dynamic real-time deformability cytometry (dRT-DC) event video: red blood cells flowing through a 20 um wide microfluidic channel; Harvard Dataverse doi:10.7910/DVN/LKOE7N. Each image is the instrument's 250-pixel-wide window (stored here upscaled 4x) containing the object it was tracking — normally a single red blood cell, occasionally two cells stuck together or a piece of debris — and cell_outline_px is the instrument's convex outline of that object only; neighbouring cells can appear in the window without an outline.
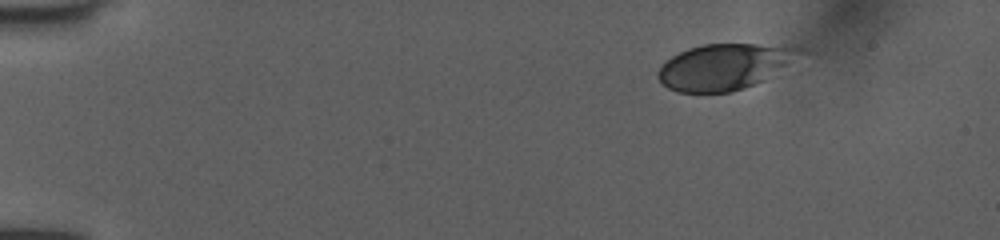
{"species": "human", "species_latin": "Homo sapiens", "temperature_condition": "room temperature", "stored_images_in_passage": 23, "camera_frame_rate_fps": 3000, "um_per_image_px": 0.085, "donor": {"sex": "female"}, "frame": {"image": 1, "passage_image": 1, "time_ms": 0.0, "image_size_px": [1000, 240], "cell_outline_px": [[812, 52], [764, 80], [744, 88], [732, 92], [676, 92], [668, 88], [656, 76], [656, 72], [672, 56], [688, 48], [704, 44], [756, 44], [804, 48]], "centroid_in_image_um": [61.68, 5.66], "position_along_channel_um": 23.3, "area_um2": 38.26}}
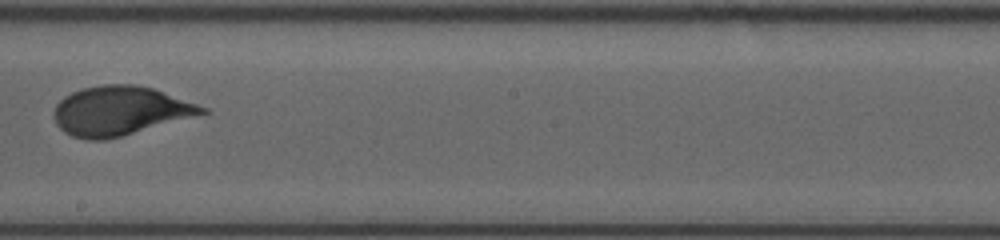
{"frame": {"image": 2, "passage_image": 13, "time_ms": 4.0, "image_size_px": [1000, 240], "cell_outline_px": [[208, 112], [120, 136], [104, 140], [88, 140], [72, 136], [64, 132], [56, 124], [52, 116], [52, 112], [56, 104], [64, 96], [80, 88], [104, 84], [136, 84], [152, 88], [208, 108]], "centroid_in_image_um": [10.11, 9.41], "position_along_channel_um": 238.1, "area_um2": 42.08}}
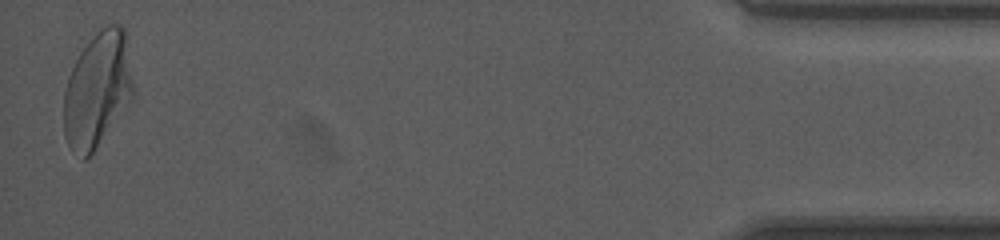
{"frame": {"image": 3, "passage_image": 23, "time_ms": 7.333, "image_size_px": [1000, 240], "cell_outline_px": [[136, 96], [92, 152], [84, 160], [80, 160], [68, 148], [64, 136], [64, 92], [68, 76], [80, 52], [96, 32], [100, 28], [108, 24], [120, 24], [124, 28], [128, 36], [136, 88]], "centroid_in_image_um": [8.34, 7.61], "position_along_channel_um": 426.9, "area_um2": 47.97}}